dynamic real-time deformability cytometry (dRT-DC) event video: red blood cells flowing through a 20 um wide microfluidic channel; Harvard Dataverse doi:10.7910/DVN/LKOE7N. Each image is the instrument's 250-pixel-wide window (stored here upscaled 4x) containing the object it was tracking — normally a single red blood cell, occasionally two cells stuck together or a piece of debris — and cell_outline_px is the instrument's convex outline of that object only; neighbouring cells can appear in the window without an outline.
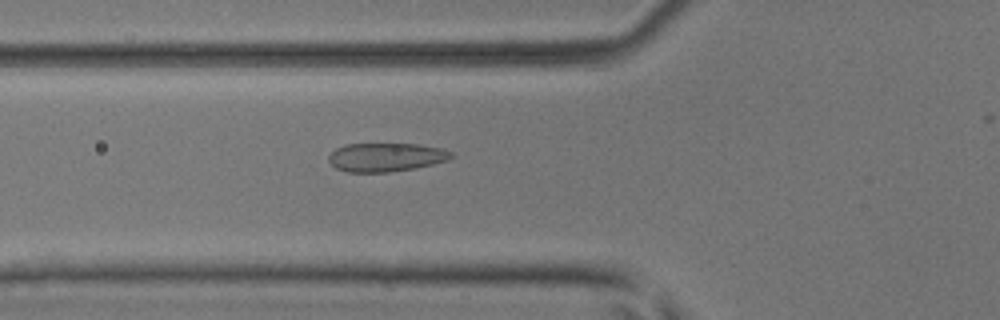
{"species": "common noctule bat (a hibernating species)", "species_latin": "Nyctalus noctula", "temperature_condition": "room temperature", "stored_images_in_passage": 42, "camera_frame_rate_fps": 3000, "um_per_image_px": 0.085, "animal": {"sex": "male", "body_mass_g": 17.9, "forearm_length_mm": 54.2}, "frame": {"image": 1, "passage_image": 11, "time_ms": 3.333, "image_size_px": [1000, 320], "cell_outline_px": [[456, 156], [448, 160], [416, 168], [388, 172], [348, 172], [336, 168], [328, 160], [328, 156], [336, 148], [344, 144], [416, 144], [440, 148], [452, 152]], "centroid_in_image_um": [32.81, 13.36], "position_along_channel_um": 93.0, "area_um2": 20.46}}
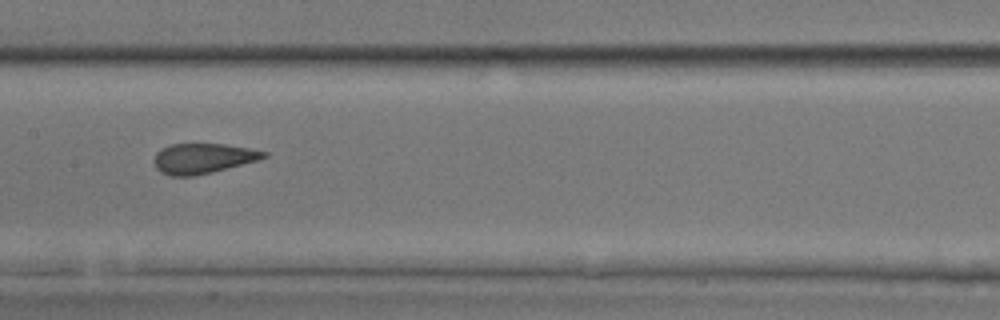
{"frame": {"image": 2, "passage_image": 18, "time_ms": 5.667, "image_size_px": [1000, 320], "cell_outline_px": [[268, 156], [260, 160], [212, 172], [192, 176], [168, 176], [160, 172], [156, 168], [152, 160], [156, 152], [160, 148], [172, 144], [224, 144], [248, 148], [268, 152]], "centroid_in_image_um": [17.22, 13.47], "position_along_channel_um": 190.2, "area_um2": 19.48}}
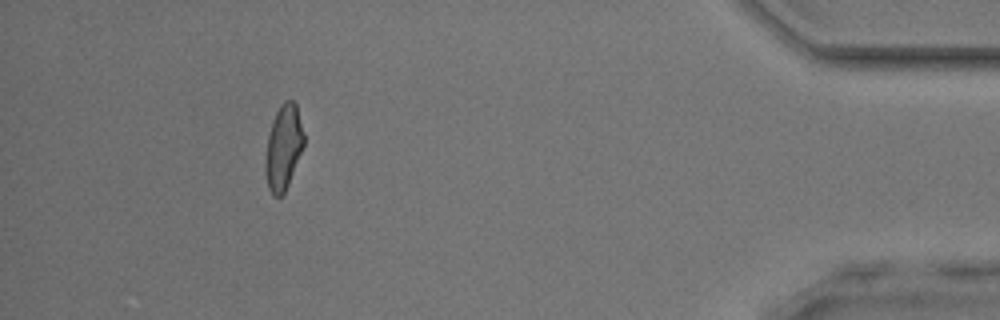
{"frame": {"image": 3, "passage_image": 38, "time_ms": 12.333, "image_size_px": [1000, 320], "cell_outline_px": [[304, 144], [288, 184], [284, 192], [280, 196], [272, 196], [268, 188], [264, 172], [264, 160], [268, 136], [272, 120], [280, 104], [284, 100], [292, 100], [296, 104], [304, 132]], "centroid_in_image_um": [24.07, 12.52], "position_along_channel_um": 411.1, "area_um2": 19.13}, "authors_computed_cell_mechanics": {"area_um2": 19.652, "velocity_mm_per_s": 4.1571, "shape_relaxation_time_tau1_ms": 6.9911, "shape_relaxation_time_tau2_ms": 1.6258, "deformation_change_tau1": 0.1488, "deformation_change_tau2": 0.076}}